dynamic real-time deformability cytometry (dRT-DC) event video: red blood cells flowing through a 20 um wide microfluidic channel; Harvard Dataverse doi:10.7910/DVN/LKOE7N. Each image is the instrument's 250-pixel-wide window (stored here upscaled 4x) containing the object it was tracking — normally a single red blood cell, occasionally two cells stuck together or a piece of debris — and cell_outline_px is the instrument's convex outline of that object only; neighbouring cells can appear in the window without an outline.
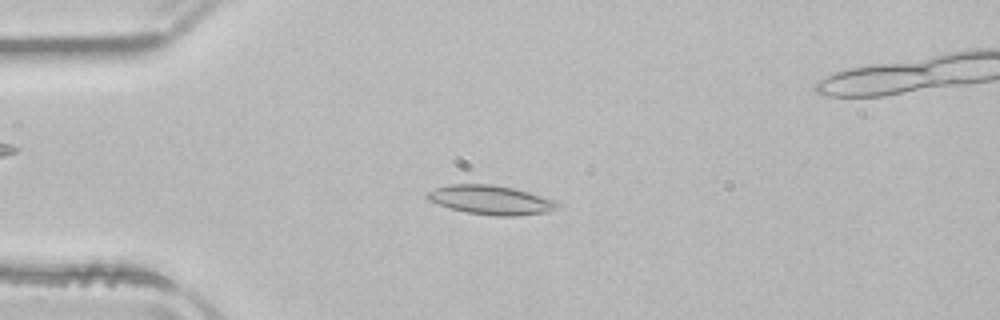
{"species": "common noctule bat (a hibernating species)", "species_latin": "Nyctalus noctula", "temperature_condition": "room temperature", "stored_images_in_passage": 49, "camera_frame_rate_fps": 3000, "um_per_image_px": 0.085, "animal": {"sex": "male", "body_mass_g": 21.5, "forearm_length_mm": 52.0}, "frame": {"image": 1, "passage_image": 9, "time_ms": 2.667, "image_size_px": [1000, 320], "cell_outline_px": [[560, 208], [548, 212], [516, 216], [496, 216], [468, 212], [452, 208], [440, 204], [424, 196], [428, 192], [436, 188], [448, 184], [492, 184], [512, 188], [528, 192], [552, 200], [560, 204]], "centroid_in_image_um": [41.76, 16.99], "position_along_channel_um": 43.2, "area_um2": 21.73}}
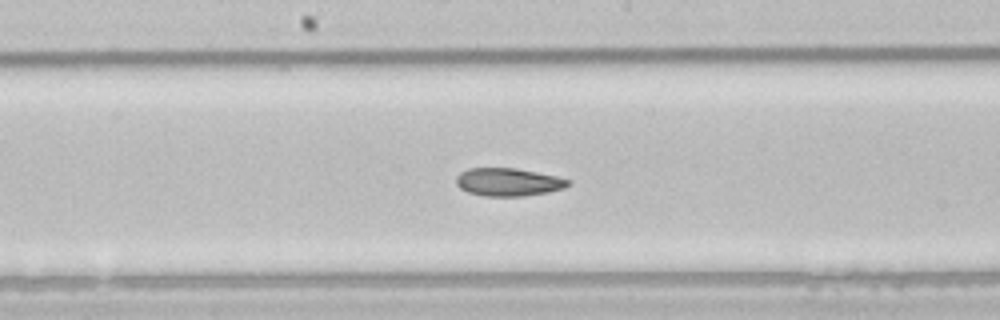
{"frame": {"image": 2, "passage_image": 23, "time_ms": 7.333, "image_size_px": [1000, 320], "cell_outline_px": [[572, 184], [564, 188], [548, 192], [524, 196], [484, 196], [468, 192], [460, 188], [456, 184], [456, 176], [460, 172], [468, 168], [516, 168], [556, 176], [572, 180]], "centroid_in_image_um": [43.21, 15.47], "position_along_channel_um": 205.0, "area_um2": 18.38}}
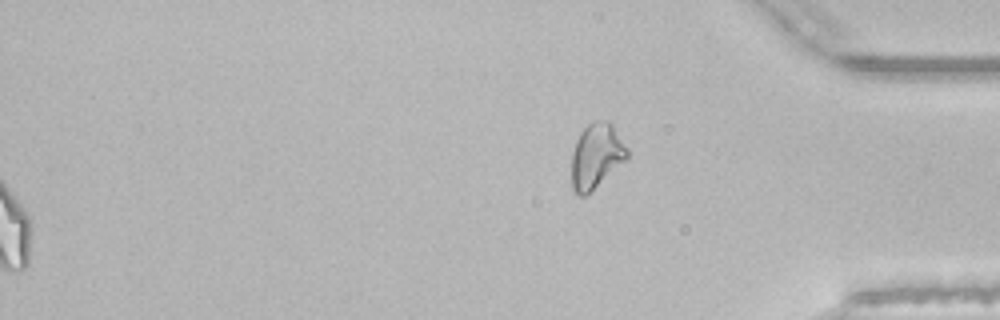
{"frame": {"image": 3, "passage_image": 49, "time_ms": 16.0, "image_size_px": [1000, 320], "cell_outline_px": [[628, 156], [624, 160], [584, 196], [576, 196], [572, 188], [572, 152], [576, 140], [580, 132], [592, 120], [608, 120], [612, 124], [628, 148]], "centroid_in_image_um": [50.65, 13.2], "position_along_channel_um": 384.5, "area_um2": 20.69}, "authors_computed_cell_mechanics": {"area_um2": 20.4612, "velocity_mm_per_s": 3.9288, "shape_relaxation_time_tau1_ms": null, "shape_relaxation_time_tau2_ms": 3.3336, "deformation_change_tau1": null, "deformation_change_tau2": 0.0972}}